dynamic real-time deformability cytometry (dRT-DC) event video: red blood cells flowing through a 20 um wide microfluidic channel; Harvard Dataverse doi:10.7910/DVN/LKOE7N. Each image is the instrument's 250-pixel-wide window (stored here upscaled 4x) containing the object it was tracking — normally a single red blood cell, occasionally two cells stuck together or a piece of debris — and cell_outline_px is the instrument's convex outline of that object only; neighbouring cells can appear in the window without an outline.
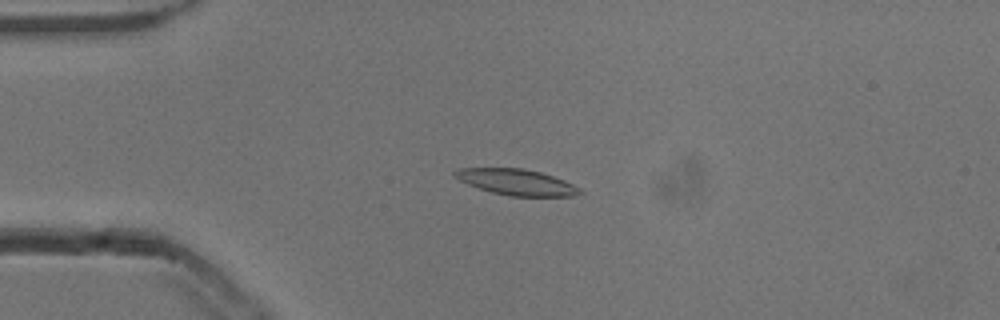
{"species": "common noctule bat (a hibernating species)", "species_latin": "Nyctalus noctula", "temperature_condition": "cold", "stored_images_in_passage": 54, "camera_frame_rate_fps": 3000, "um_per_image_px": 0.085, "animal": {"sex": "male", "body_mass_g": 13.3}, "frame": {"image": 1, "passage_image": 13, "time_ms": 4.0, "image_size_px": [1000, 320], "cell_outline_px": [[584, 192], [572, 196], [508, 196], [492, 192], [468, 184], [452, 176], [452, 172], [460, 168], [524, 168], [540, 172], [564, 180], [580, 188]], "centroid_in_image_um": [43.89, 15.48], "position_along_channel_um": 41.1, "area_um2": 18.84}}
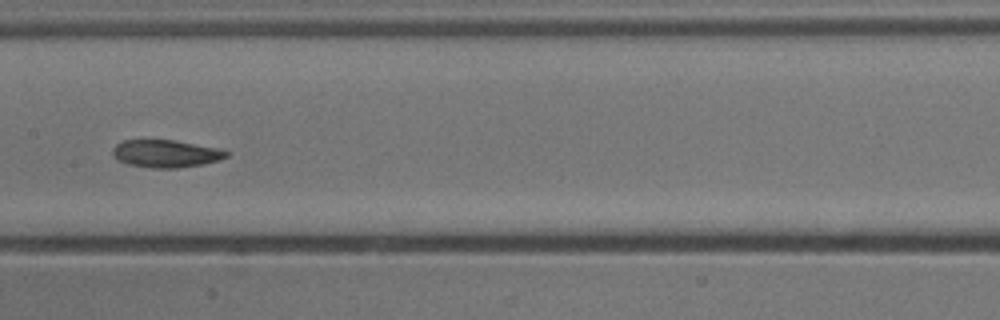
{"frame": {"image": 2, "passage_image": 27, "time_ms": 8.667, "image_size_px": [1000, 320], "cell_outline_px": [[228, 156], [204, 164], [176, 168], [152, 168], [128, 164], [112, 156], [112, 148], [116, 144], [124, 140], [172, 140], [216, 148], [228, 152]], "centroid_in_image_um": [14.04, 13.06], "position_along_channel_um": 193.4, "area_um2": 17.98}}
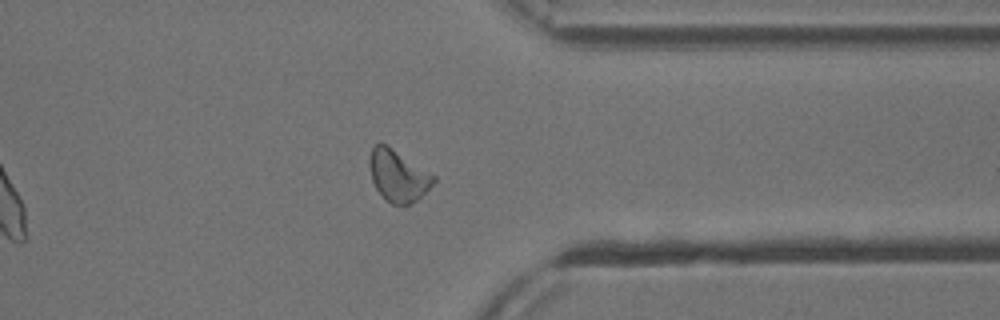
{"frame": {"image": 3, "passage_image": 42, "time_ms": 13.667, "image_size_px": [1000, 320], "cell_outline_px": [[436, 180], [416, 200], [408, 204], [392, 204], [384, 200], [376, 188], [372, 180], [368, 168], [368, 160], [372, 148], [376, 144], [388, 144], [436, 176]], "centroid_in_image_um": [33.8, 14.91], "position_along_channel_um": 377.6, "area_um2": 19.31}, "authors_computed_cell_mechanics": {"area_um2": 19.1607, "velocity_mm_per_s": 3.8143, "shape_relaxation_time_tau1_ms": null, "shape_relaxation_time_tau2_ms": 5.6219, "deformation_change_tau1": null, "deformation_change_tau2": 0.1277}}